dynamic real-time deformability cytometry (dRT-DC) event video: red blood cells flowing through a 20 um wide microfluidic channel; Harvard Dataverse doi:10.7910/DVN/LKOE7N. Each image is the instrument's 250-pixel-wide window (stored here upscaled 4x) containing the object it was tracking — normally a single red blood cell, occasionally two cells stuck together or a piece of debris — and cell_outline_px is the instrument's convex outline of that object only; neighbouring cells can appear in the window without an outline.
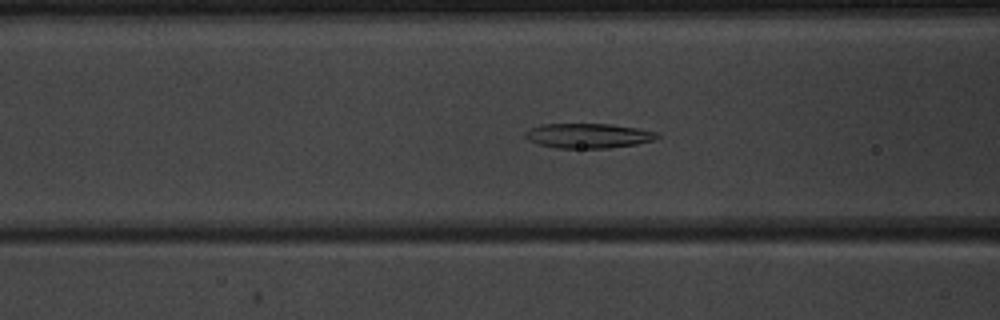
{"species": "common noctule bat (a hibernating species)", "species_latin": "Nyctalus noctula", "temperature_condition": "warm", "stored_images_in_passage": 52, "camera_frame_rate_fps": 3000, "um_per_image_px": 0.085, "animal": {"sex": "male", "body_mass_g": 20.1, "forearm_length_mm": 53.5}, "frame": {"image": 1, "passage_image": 22, "time_ms": 7.0, "image_size_px": [1000, 320], "cell_outline_px": [[660, 136], [652, 140], [636, 144], [608, 148], [556, 148], [536, 144], [528, 140], [524, 136], [524, 132], [540, 124], [612, 124], [636, 128], [656, 132]], "centroid_in_image_um": [49.94, 11.54], "position_along_channel_um": 116.7, "area_um2": 19.02}}
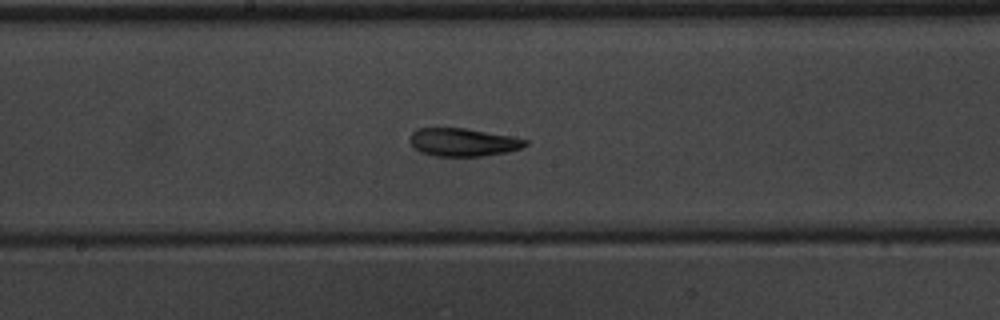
{"frame": {"image": 2, "passage_image": 29, "time_ms": 9.333, "image_size_px": [1000, 320], "cell_outline_px": [[528, 144], [520, 148], [508, 152], [484, 156], [436, 156], [420, 152], [408, 140], [412, 132], [416, 128], [464, 128], [512, 136], [528, 140]], "centroid_in_image_um": [39.36, 12.09], "position_along_channel_um": 208.8, "area_um2": 18.9}}
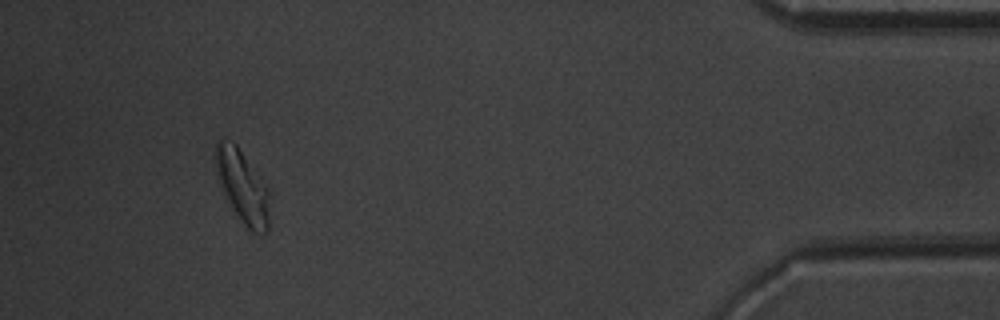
{"frame": {"image": 3, "passage_image": 49, "time_ms": 16.0, "image_size_px": [1000, 320], "cell_outline_px": [[268, 232], [248, 232], [224, 200], [216, 172], [216, 140], [224, 140], [236, 144], [268, 188]], "centroid_in_image_um": [20.58, 15.92], "position_along_channel_um": 414.6, "area_um2": 22.95}, "authors_computed_cell_mechanics": {"area_um2": 20.0277, "velocity_mm_per_s": 3.943, "shape_relaxation_time_tau1_ms": 5.5277, "shape_relaxation_time_tau2_ms": 6.2226, "deformation_change_tau1": 0.1712, "deformation_change_tau2": 0.1056}}